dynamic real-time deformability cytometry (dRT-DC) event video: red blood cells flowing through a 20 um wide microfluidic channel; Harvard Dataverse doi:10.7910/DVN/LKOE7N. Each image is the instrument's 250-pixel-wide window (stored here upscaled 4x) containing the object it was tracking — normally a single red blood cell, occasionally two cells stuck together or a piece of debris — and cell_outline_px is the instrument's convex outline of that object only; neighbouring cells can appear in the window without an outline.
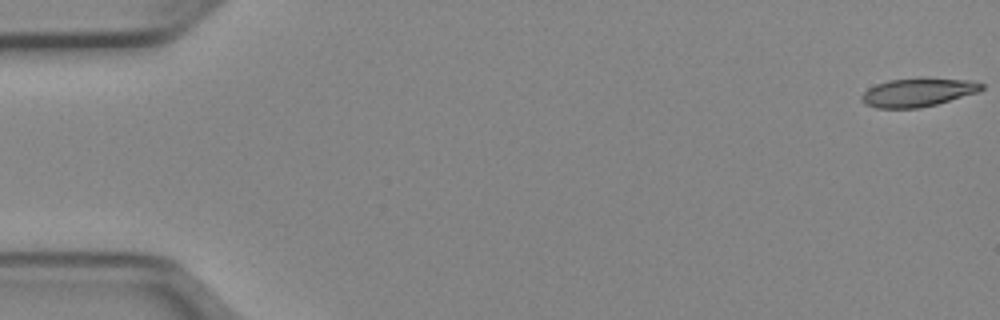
{"species": "Egyptian fruit bat (a non-hibernating species)", "species_latin": "Rousettus aegyptiacus", "temperature_condition": "cold", "stored_images_in_passage": 51, "camera_frame_rate_fps": 3000, "um_per_image_px": 0.085, "animal": {"sex": "female"}, "frame": {"image": 1, "passage_image": 1, "time_ms": 0.0, "image_size_px": [1000, 320], "cell_outline_px": [[984, 88], [980, 92], [936, 104], [920, 108], [876, 108], [864, 104], [860, 100], [860, 96], [868, 88], [876, 84], [888, 80], [928, 76], [972, 80], [984, 84]], "centroid_in_image_um": [78.05, 7.82], "position_along_channel_um": 7.0, "area_um2": 20.63}}
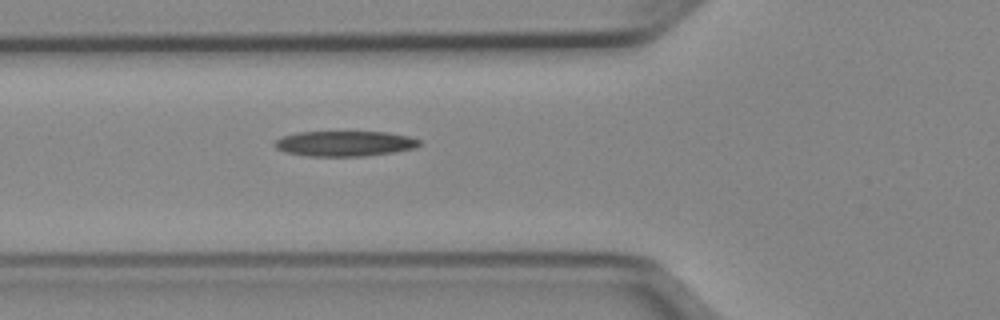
{"frame": {"image": 2, "passage_image": 19, "time_ms": 6.0, "image_size_px": [1000, 320], "cell_outline_px": [[420, 144], [416, 148], [392, 152], [364, 156], [308, 156], [284, 152], [276, 148], [272, 144], [276, 140], [284, 136], [296, 132], [384, 132], [408, 136], [420, 140]], "centroid_in_image_um": [29.27, 12.2], "position_along_channel_um": 96.5, "area_um2": 21.27}}
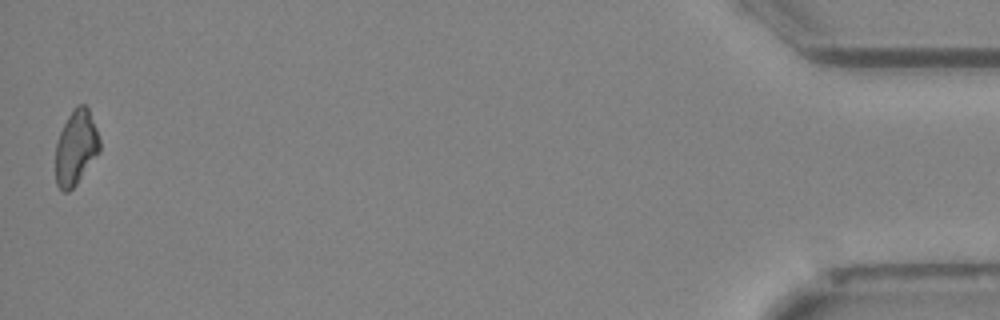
{"frame": {"image": 3, "passage_image": 51, "time_ms": 16.667, "image_size_px": [1000, 320], "cell_outline_px": [[100, 152], [76, 184], [68, 192], [64, 192], [56, 184], [56, 144], [60, 132], [72, 108], [76, 104], [84, 104], [88, 108], [96, 128], [100, 140]], "centroid_in_image_um": [6.46, 12.53], "position_along_channel_um": 428.7, "area_um2": 19.19}}